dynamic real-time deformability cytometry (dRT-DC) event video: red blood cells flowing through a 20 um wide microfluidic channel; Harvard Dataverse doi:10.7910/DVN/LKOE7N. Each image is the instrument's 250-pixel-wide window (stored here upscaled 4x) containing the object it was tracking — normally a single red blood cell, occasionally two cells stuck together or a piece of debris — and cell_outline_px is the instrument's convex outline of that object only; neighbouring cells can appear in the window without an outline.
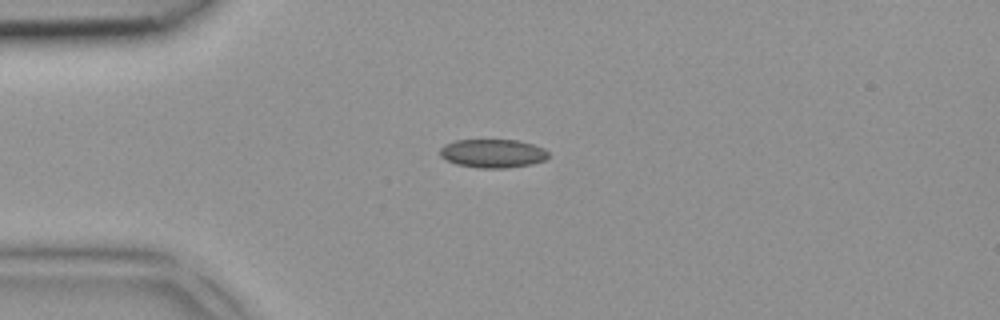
{"species": "common noctule bat (a hibernating species)", "species_latin": "Nyctalus noctula", "temperature_condition": "room temperature", "stored_images_in_passage": 1, "camera_frame_rate_fps": 3000, "um_per_image_px": 0.085, "animal": {"sex": "female", "body_mass_g": 18.4}, "frame": {"image": 1, "passage_image": 1, "time_ms": 0.0, "image_size_px": [1000, 320], "cell_outline_px": [[548, 156], [544, 160], [528, 164], [504, 168], [480, 168], [456, 164], [440, 156], [440, 148], [444, 144], [456, 140], [520, 140], [544, 148], [548, 152]], "centroid_in_image_um": [41.86, 13.03], "position_along_channel_um": 43.1, "area_um2": 17.92}}